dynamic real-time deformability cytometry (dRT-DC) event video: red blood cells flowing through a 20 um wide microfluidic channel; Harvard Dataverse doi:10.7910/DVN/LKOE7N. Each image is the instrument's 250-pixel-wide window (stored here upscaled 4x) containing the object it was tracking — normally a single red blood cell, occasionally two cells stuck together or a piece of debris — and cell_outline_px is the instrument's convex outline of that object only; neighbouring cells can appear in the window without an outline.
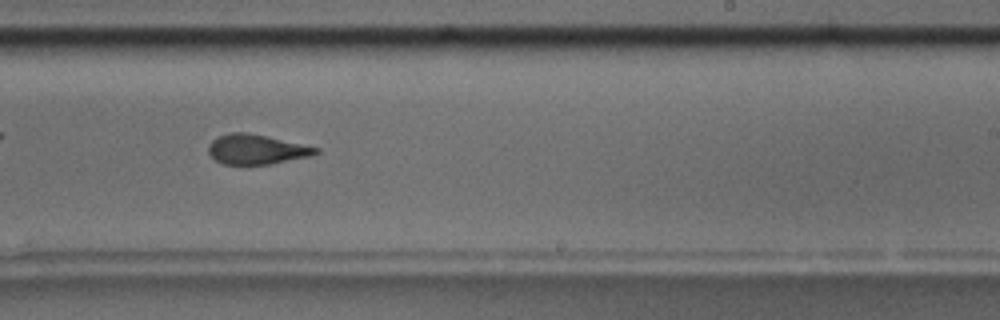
{"species": "common noctule bat (a hibernating species)", "species_latin": "Nyctalus noctula", "temperature_condition": "room temperature", "stored_images_in_passage": 53, "camera_frame_rate_fps": 3000, "um_per_image_px": 0.085, "animal": {"sex": "male", "body_mass_g": 17.5, "forearm_length_mm": 52.3}, "frame": {"image": 1, "passage_image": 31, "time_ms": 10.0, "image_size_px": [1000, 320], "cell_outline_px": [[320, 152], [308, 156], [268, 164], [220, 164], [208, 152], [208, 144], [216, 136], [232, 132], [248, 132], [320, 148]], "centroid_in_image_um": [21.75, 12.68], "position_along_channel_um": 267.3, "area_um2": 18.5}, "authors_computed_cell_mechanics": {"area_um2": 19.1318, "velocity_mm_per_s": 3.5457, "shape_relaxation_time_tau1_ms": null, "shape_relaxation_time_tau2_ms": 1.9409, "deformation_change_tau1": null, "deformation_change_tau2": 0.0937}}